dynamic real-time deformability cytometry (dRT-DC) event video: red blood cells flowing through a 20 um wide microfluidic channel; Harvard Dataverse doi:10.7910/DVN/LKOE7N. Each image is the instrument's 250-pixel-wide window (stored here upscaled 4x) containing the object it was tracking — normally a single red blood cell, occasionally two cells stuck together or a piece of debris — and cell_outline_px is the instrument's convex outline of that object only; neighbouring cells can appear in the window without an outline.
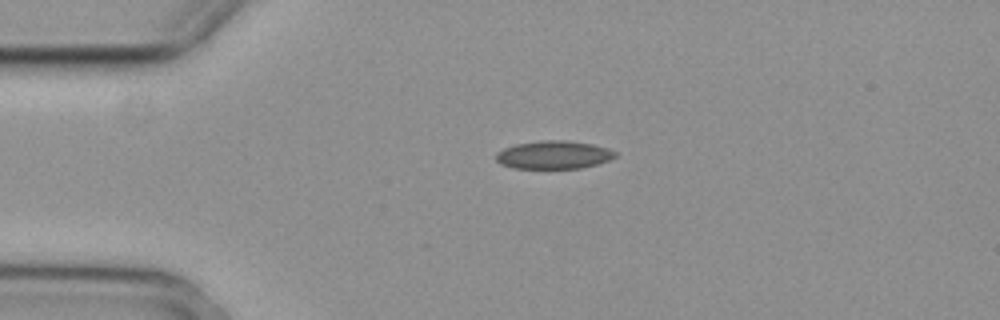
{"species": "common noctule bat (a hibernating species)", "species_latin": "Nyctalus noctula", "temperature_condition": "cold", "stored_images_in_passage": 2, "camera_frame_rate_fps": 3000, "um_per_image_px": 0.085, "animal": {"sex": "female", "body_mass_g": 29.2, "forearm_length_mm": 56.3}, "frame": {"image": 1, "passage_image": 1, "time_ms": 0.0, "image_size_px": [1000, 320], "cell_outline_px": [[616, 156], [608, 160], [596, 164], [580, 168], [512, 168], [500, 164], [496, 160], [496, 152], [504, 148], [516, 144], [548, 140], [564, 140], [592, 144], [608, 148], [616, 152]], "centroid_in_image_um": [47.04, 13.16], "position_along_channel_um": 38.0, "area_um2": 19.36}}